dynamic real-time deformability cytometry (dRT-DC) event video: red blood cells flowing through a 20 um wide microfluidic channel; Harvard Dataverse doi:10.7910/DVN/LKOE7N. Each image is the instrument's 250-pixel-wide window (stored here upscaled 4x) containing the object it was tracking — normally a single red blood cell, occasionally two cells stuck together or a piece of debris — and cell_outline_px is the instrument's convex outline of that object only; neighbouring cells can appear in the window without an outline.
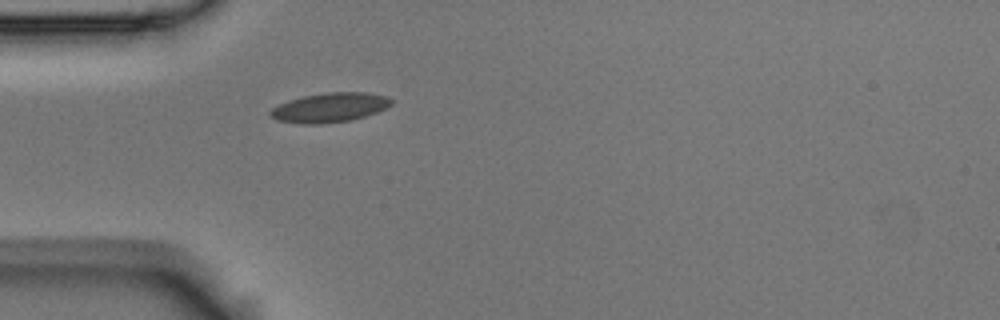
{"species": "Egyptian fruit bat (a non-hibernating species)", "species_latin": "Rousettus aegyptiacus", "temperature_condition": "room temperature", "stored_images_in_passage": 41, "camera_frame_rate_fps": 3000, "um_per_image_px": 0.085, "animal": {"sex": "male"}, "frame": {"image": 1, "passage_image": 1, "time_ms": 0.0, "image_size_px": [1000, 320], "cell_outline_px": [[392, 104], [376, 112], [364, 116], [348, 120], [316, 124], [304, 124], [276, 120], [268, 116], [268, 112], [272, 108], [288, 100], [304, 96], [324, 92], [368, 92], [388, 96], [392, 100]], "centroid_in_image_um": [27.99, 9.13], "position_along_channel_um": 57.0, "area_um2": 20.69}}
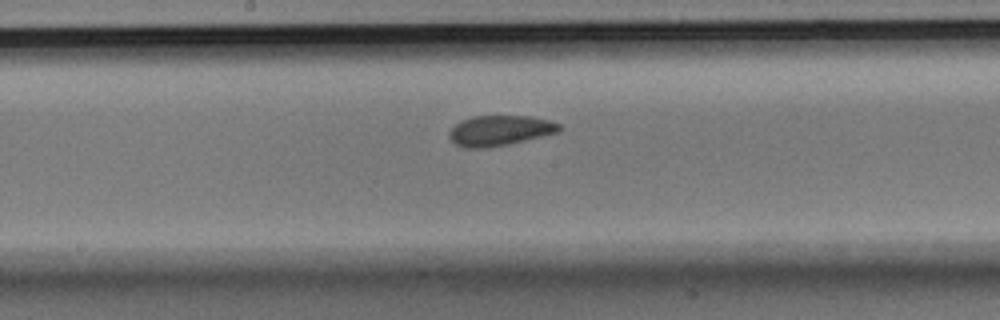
{"frame": {"image": 2, "passage_image": 14, "time_ms": 4.333, "image_size_px": [1000, 320], "cell_outline_px": [[560, 132], [508, 144], [484, 148], [464, 148], [456, 144], [448, 136], [448, 132], [460, 120], [472, 116], [532, 116], [548, 120], [560, 124]], "centroid_in_image_um": [42.47, 11.09], "position_along_channel_um": 205.7, "area_um2": 19.42}}
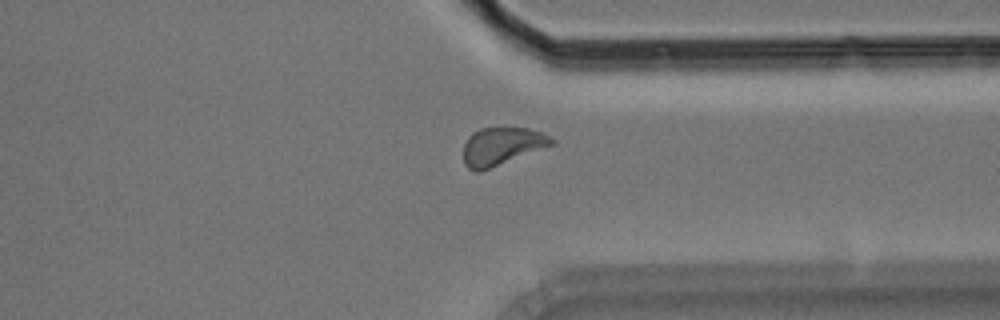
{"frame": {"image": 3, "passage_image": 28, "time_ms": 9.0, "image_size_px": [1000, 320], "cell_outline_px": [[556, 144], [480, 172], [476, 172], [468, 168], [464, 164], [464, 144], [468, 136], [472, 132], [480, 128], [528, 128], [540, 132], [556, 140]], "centroid_in_image_um": [42.65, 12.44], "position_along_channel_um": 368.8, "area_um2": 19.54}, "authors_computed_cell_mechanics": {"area_um2": 19.4208, "velocity_mm_per_s": 3.5145, "shape_relaxation_time_tau1_ms": 7.3125, "shape_relaxation_time_tau2_ms": 2.8318, "deformation_change_tau1": 0.1105, "deformation_change_tau2": 0.0664}}